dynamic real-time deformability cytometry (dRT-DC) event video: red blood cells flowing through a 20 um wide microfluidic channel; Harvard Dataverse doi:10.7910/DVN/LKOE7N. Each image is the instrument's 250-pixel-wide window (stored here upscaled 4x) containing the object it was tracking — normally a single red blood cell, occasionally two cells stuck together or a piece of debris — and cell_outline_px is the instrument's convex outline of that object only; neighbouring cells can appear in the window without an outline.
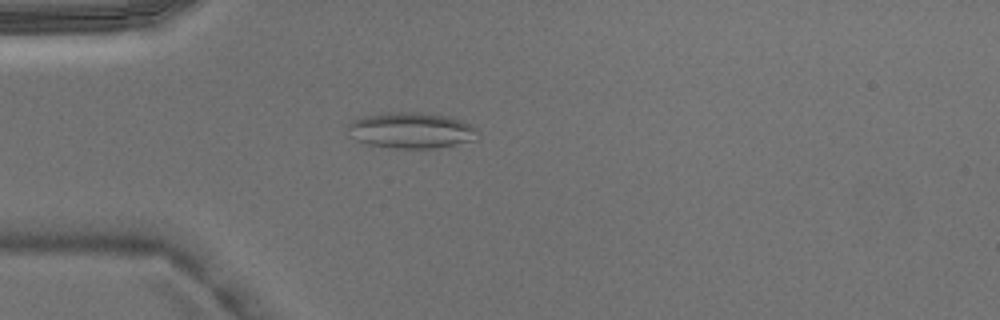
{"species": "Egyptian fruit bat (a non-hibernating species)", "species_latin": "Rousettus aegyptiacus", "temperature_condition": "warm", "stored_images_in_passage": 1, "camera_frame_rate_fps": 3000, "um_per_image_px": 0.085, "animal": {"sex": "male"}, "frame": {"image": 1, "passage_image": 1, "time_ms": 0.0, "image_size_px": [1000, 320], "cell_outline_px": [[480, 136], [476, 140], [436, 148], [392, 148], [368, 144], [348, 136], [348, 124], [352, 120], [360, 116], [388, 112], [420, 112], [452, 116], [472, 124], [480, 132]], "centroid_in_image_um": [34.99, 11.07], "position_along_channel_um": 50.0, "area_um2": 27.8}}